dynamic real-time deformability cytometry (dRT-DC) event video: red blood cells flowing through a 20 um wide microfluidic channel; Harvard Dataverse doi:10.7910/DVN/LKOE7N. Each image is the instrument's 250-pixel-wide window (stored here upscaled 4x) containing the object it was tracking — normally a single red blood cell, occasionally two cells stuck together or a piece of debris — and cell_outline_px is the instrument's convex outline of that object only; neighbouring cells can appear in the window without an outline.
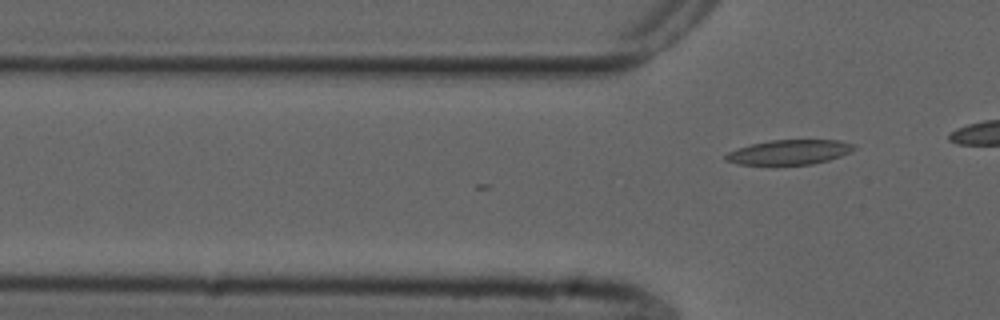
{"species": "common noctule bat (a hibernating species)", "species_latin": "Nyctalus noctula", "temperature_condition": "cold", "stored_images_in_passage": 10, "camera_frame_rate_fps": 3000, "um_per_image_px": 0.085, "animal": {"sex": "male", "forearm_length_mm": 52.5}, "frame": {"image": 1, "passage_image": 10, "time_ms": 3.0, "image_size_px": [1000, 320], "cell_outline_px": [[856, 148], [852, 152], [828, 160], [812, 164], [776, 168], [772, 168], [740, 164], [724, 160], [724, 156], [728, 152], [752, 144], [768, 140], [836, 140], [856, 144]], "centroid_in_image_um": [67.07, 12.99], "position_along_channel_um": 58.7, "area_um2": 19.42}}